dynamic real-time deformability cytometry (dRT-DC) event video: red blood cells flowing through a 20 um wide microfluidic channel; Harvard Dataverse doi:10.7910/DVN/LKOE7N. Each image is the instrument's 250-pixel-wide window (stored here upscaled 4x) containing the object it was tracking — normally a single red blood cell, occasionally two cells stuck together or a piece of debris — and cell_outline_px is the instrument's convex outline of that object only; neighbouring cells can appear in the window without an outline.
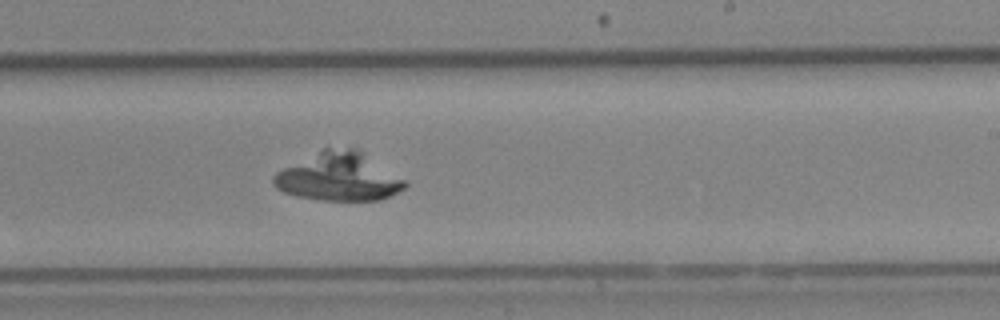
{"species": "Egyptian fruit bat (a non-hibernating species)", "species_latin": "Rousettus aegyptiacus", "temperature_condition": "cold", "stored_images_in_passage": 36, "camera_frame_rate_fps": 3000, "um_per_image_px": 0.085, "animal": {"sex": "female"}, "frame": {"image": 1, "passage_image": 16, "time_ms": 5.0, "image_size_px": [1000, 320], "cell_outline_px": [[408, 184], [404, 188], [380, 200], [320, 200], [296, 196], [284, 192], [276, 188], [272, 184], [272, 176], [276, 172], [324, 148], [356, 148], [404, 180]], "centroid_in_image_um": [28.74, 15.04], "position_along_channel_um": 260.3, "area_um2": 36.36}}
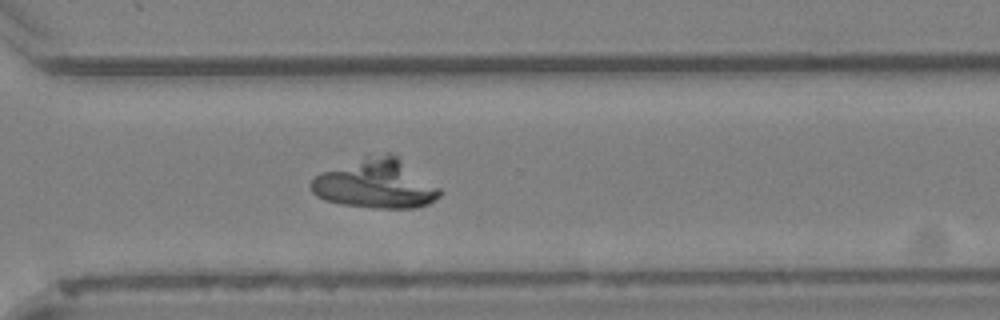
{"frame": {"image": 2, "passage_image": 22, "time_ms": 7.0, "image_size_px": [1000, 320], "cell_outline_px": [[444, 192], [440, 196], [428, 204], [416, 208], [372, 208], [340, 204], [324, 200], [316, 196], [312, 192], [308, 184], [316, 176], [324, 172], [368, 152], [392, 152], [440, 188]], "centroid_in_image_um": [31.93, 15.59], "position_along_channel_um": 338.7, "area_um2": 37.63}}
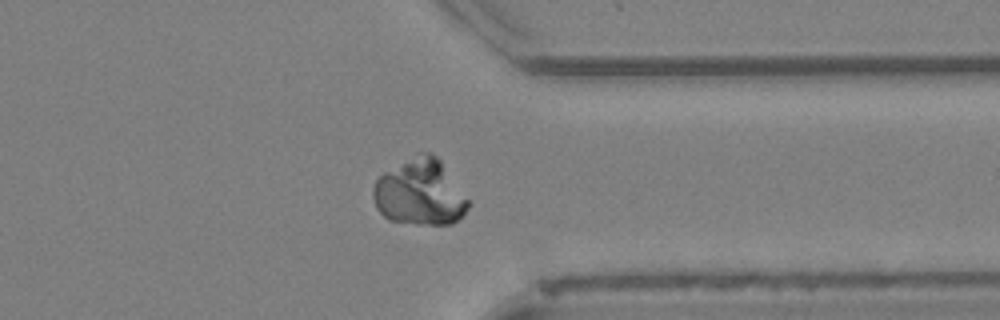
{"frame": {"image": 3, "passage_image": 25, "time_ms": 8.0, "image_size_px": [1000, 320], "cell_outline_px": [[468, 208], [452, 224], [416, 224], [388, 220], [376, 208], [372, 196], [372, 188], [376, 180], [384, 172], [416, 152], [432, 152], [440, 160], [468, 200]], "centroid_in_image_um": [35.64, 16.34], "position_along_channel_um": 375.8, "area_um2": 36.59}}